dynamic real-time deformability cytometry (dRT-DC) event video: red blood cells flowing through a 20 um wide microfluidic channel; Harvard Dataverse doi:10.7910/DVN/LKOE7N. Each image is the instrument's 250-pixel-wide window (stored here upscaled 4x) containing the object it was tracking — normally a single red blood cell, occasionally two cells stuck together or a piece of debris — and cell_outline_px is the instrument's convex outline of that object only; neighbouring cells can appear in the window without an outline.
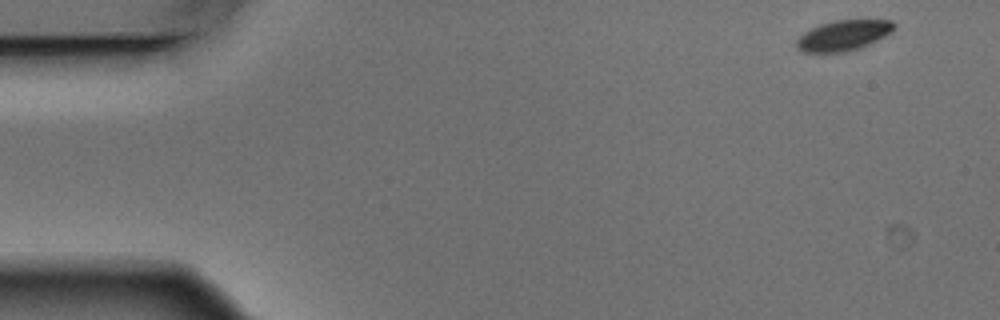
{"species": "Egyptian fruit bat (a non-hibernating species)", "species_latin": "Rousettus aegyptiacus", "temperature_condition": "warm", "stored_images_in_passage": 7, "camera_frame_rate_fps": 3000, "um_per_image_px": 0.085, "animal": {"sex": "male"}, "frame": {"image": 1, "passage_image": 1, "time_ms": 0.0, "image_size_px": [1000, 320], "cell_outline_px": [[896, 24], [892, 32], [860, 48], [844, 52], [804, 52], [796, 48], [796, 40], [804, 32], [820, 24], [836, 20], [892, 20]], "centroid_in_image_um": [71.68, 3.01], "position_along_channel_um": 13.3, "area_um2": 17.17}}
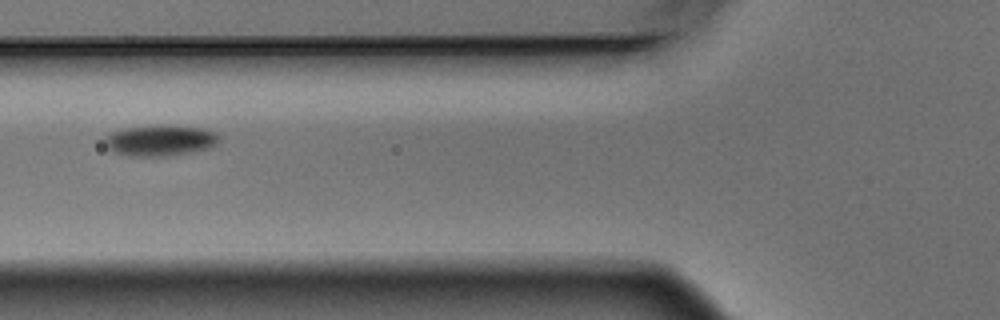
{"frame": {"image": 2, "passage_image": 6, "time_ms": 1.667, "image_size_px": [1000, 320], "cell_outline_px": [[220, 140], [216, 144], [208, 148], [168, 156], [128, 156], [116, 152], [108, 148], [104, 144], [104, 136], [112, 132], [124, 128], [160, 124], [204, 128], [216, 132], [220, 136]], "centroid_in_image_um": [13.61, 11.92], "position_along_channel_um": 112.2, "area_um2": 20.81}}
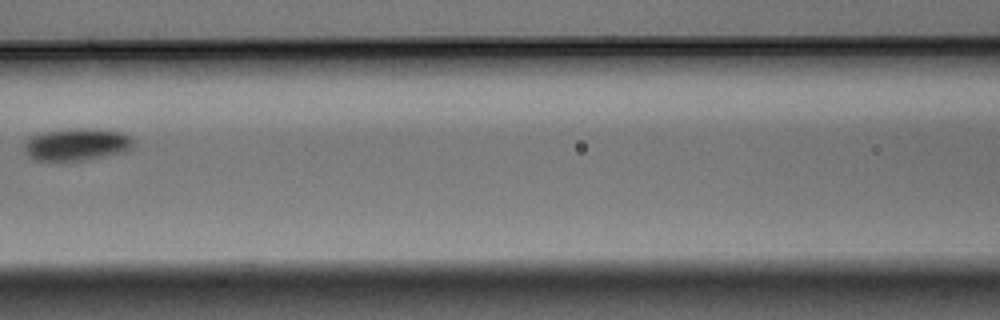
{"frame": {"image": 3, "passage_image": 7, "time_ms": 2.0, "image_size_px": [1000, 320], "cell_outline_px": [[132, 148], [124, 152], [84, 160], [36, 160], [28, 156], [24, 148], [24, 144], [28, 136], [44, 132], [76, 128], [84, 128], [120, 132], [132, 136]], "centroid_in_image_um": [6.5, 12.27], "position_along_channel_um": 160.1, "area_um2": 20.35}}